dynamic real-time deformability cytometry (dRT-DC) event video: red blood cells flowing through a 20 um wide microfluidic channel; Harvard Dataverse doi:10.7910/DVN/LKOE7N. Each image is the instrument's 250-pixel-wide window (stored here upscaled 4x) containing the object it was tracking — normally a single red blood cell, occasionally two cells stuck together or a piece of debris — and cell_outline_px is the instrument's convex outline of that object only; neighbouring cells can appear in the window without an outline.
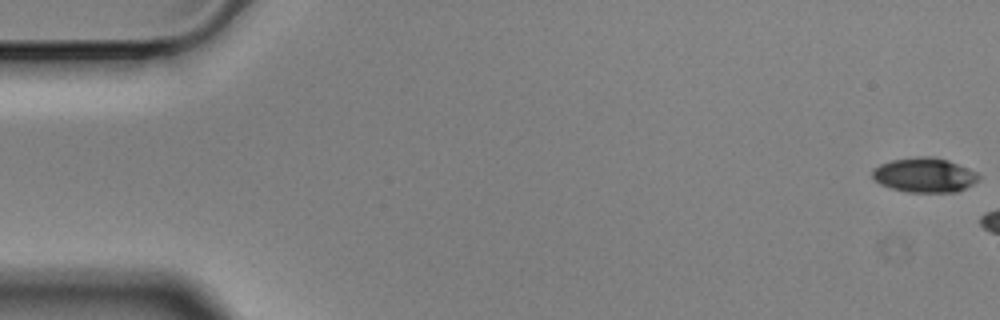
{"species": "Egyptian fruit bat (a non-hibernating species)", "species_latin": "Rousettus aegyptiacus", "temperature_condition": "cold", "stored_images_in_passage": 3, "camera_frame_rate_fps": 3000, "um_per_image_px": 0.085, "animal": {"sex": "male"}, "frame": {"image": 1, "passage_image": 1, "time_ms": 0.0, "image_size_px": [1000, 320], "cell_outline_px": [[980, 176], [972, 184], [956, 192], [908, 192], [892, 188], [880, 184], [872, 176], [872, 168], [880, 164], [892, 160], [920, 156], [928, 156], [948, 160], [976, 172]], "centroid_in_image_um": [78.55, 14.88], "position_along_channel_um": 6.5, "area_um2": 21.15}}